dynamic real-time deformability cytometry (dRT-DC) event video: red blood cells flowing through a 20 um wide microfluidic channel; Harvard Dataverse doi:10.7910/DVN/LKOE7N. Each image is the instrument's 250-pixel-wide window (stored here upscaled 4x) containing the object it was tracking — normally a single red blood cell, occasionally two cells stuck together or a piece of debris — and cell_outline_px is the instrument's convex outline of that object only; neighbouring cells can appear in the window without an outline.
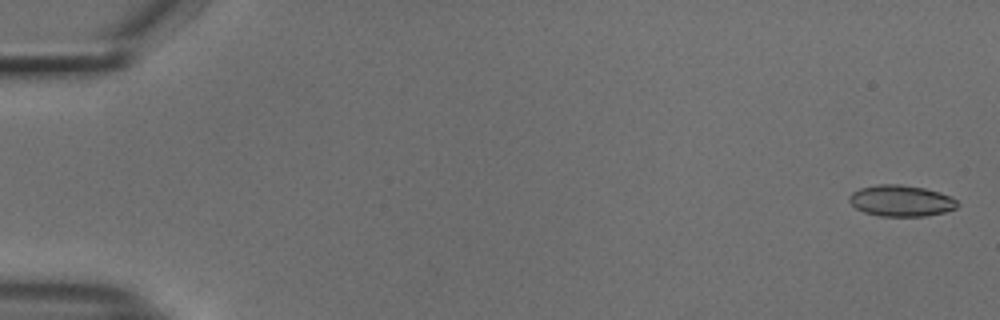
{"species": "common noctule bat (a hibernating species)", "species_latin": "Nyctalus noctula", "temperature_condition": "cold", "stored_images_in_passage": 17, "camera_frame_rate_fps": 3000, "um_per_image_px": 0.085, "animal": {"sex": "male", "body_mass_g": 18.8}, "frame": {"image": 1, "passage_image": 2, "time_ms": 0.333, "image_size_px": [1000, 320], "cell_outline_px": [[960, 204], [956, 208], [944, 212], [924, 216], [880, 216], [864, 212], [856, 208], [848, 200], [848, 196], [852, 192], [860, 188], [876, 184], [900, 184], [924, 188], [940, 192], [956, 200]], "centroid_in_image_um": [76.57, 17.06], "position_along_channel_um": 8.4, "area_um2": 19.71}}